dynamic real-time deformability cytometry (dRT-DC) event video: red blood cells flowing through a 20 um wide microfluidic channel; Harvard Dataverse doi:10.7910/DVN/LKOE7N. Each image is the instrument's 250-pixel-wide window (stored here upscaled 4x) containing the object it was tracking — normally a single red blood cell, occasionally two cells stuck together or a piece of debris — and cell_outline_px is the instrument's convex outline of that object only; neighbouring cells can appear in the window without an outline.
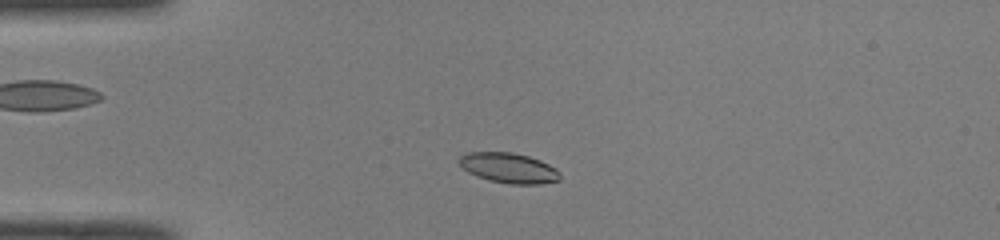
{"species": "common noctule bat (a hibernating species)", "species_latin": "Nyctalus noctula", "temperature_condition": "room temperature", "stored_images_in_passage": 44, "camera_frame_rate_fps": 3000, "um_per_image_px": 0.085, "animal": {"sex": "male", "body_mass_g": 19.0, "forearm_length_mm": 50.8}, "frame": {"image": 1, "passage_image": 7, "time_ms": 2.0, "image_size_px": [1000, 240], "cell_outline_px": [[560, 180], [540, 184], [508, 184], [488, 180], [476, 176], [468, 172], [460, 164], [460, 156], [468, 152], [512, 152], [528, 156], [540, 160], [556, 168], [560, 172]], "centroid_in_image_um": [43.27, 14.28], "position_along_channel_um": 41.7, "area_um2": 17.74}}
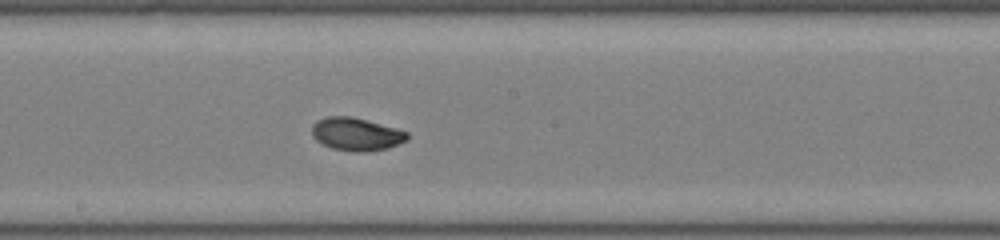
{"frame": {"image": 2, "passage_image": 22, "time_ms": 7.0, "image_size_px": [1000, 240], "cell_outline_px": [[408, 140], [388, 148], [364, 152], [356, 152], [332, 148], [320, 144], [312, 136], [312, 124], [316, 120], [328, 116], [352, 116], [368, 120], [396, 128], [408, 132]], "centroid_in_image_um": [30.26, 11.4], "position_along_channel_um": 217.9, "area_um2": 18.5}}
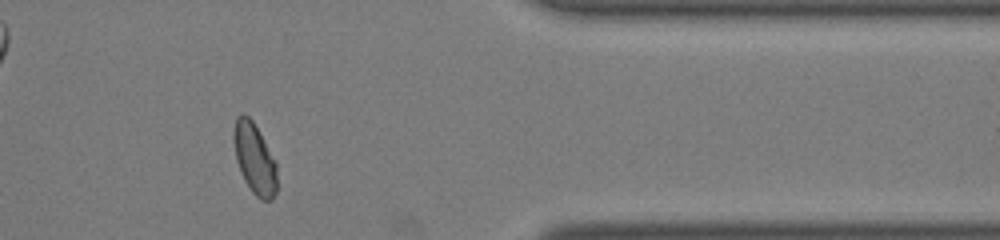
{"frame": {"image": 3, "passage_image": 36, "time_ms": 11.667, "image_size_px": [1000, 240], "cell_outline_px": [[276, 192], [272, 200], [260, 200], [252, 192], [244, 180], [236, 160], [232, 140], [232, 132], [236, 116], [244, 112], [252, 120], [276, 160]], "centroid_in_image_um": [21.61, 13.45], "position_along_channel_um": 389.8, "area_um2": 18.09}, "authors_computed_cell_mechanics": {"area_um2": 17.9758, "velocity_mm_per_s": 4.0666, "shape_relaxation_time_tau1_ms": 4.0212, "shape_relaxation_time_tau2_ms": 0.9032, "deformation_change_tau1": 0.1517, "deformation_change_tau2": 0.0381}}